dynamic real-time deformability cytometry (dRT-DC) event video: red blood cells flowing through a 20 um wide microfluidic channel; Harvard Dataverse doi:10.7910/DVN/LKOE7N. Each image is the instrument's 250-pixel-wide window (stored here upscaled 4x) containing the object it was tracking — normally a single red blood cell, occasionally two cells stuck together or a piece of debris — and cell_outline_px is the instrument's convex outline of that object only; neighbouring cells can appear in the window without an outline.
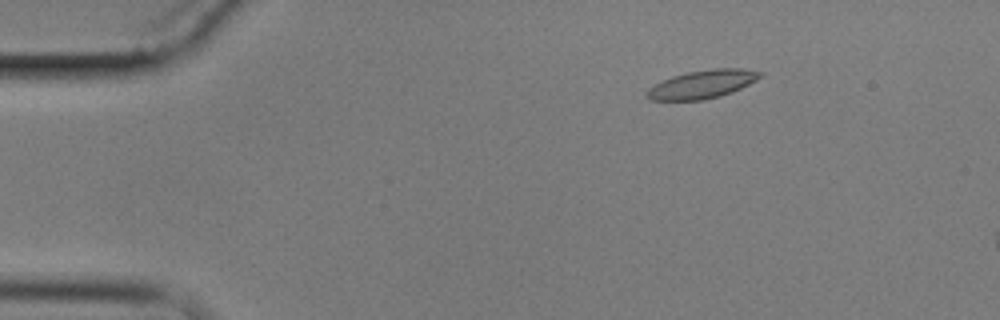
{"species": "common noctule bat (a hibernating species)", "species_latin": "Nyctalus noctula", "temperature_condition": "cold", "stored_images_in_passage": 5, "camera_frame_rate_fps": 3000, "um_per_image_px": 0.085, "animal": {"sex": "male", "body_mass_g": 17.9}, "frame": {"image": 1, "passage_image": 3, "time_ms": 2.333, "image_size_px": [1000, 320], "cell_outline_px": [[764, 72], [756, 80], [732, 92], [720, 96], [704, 100], [648, 100], [644, 96], [644, 92], [648, 88], [672, 76], [688, 72], [712, 68], [740, 68]], "centroid_in_image_um": [59.66, 7.17], "position_along_channel_um": 25.3, "area_um2": 18.67}}